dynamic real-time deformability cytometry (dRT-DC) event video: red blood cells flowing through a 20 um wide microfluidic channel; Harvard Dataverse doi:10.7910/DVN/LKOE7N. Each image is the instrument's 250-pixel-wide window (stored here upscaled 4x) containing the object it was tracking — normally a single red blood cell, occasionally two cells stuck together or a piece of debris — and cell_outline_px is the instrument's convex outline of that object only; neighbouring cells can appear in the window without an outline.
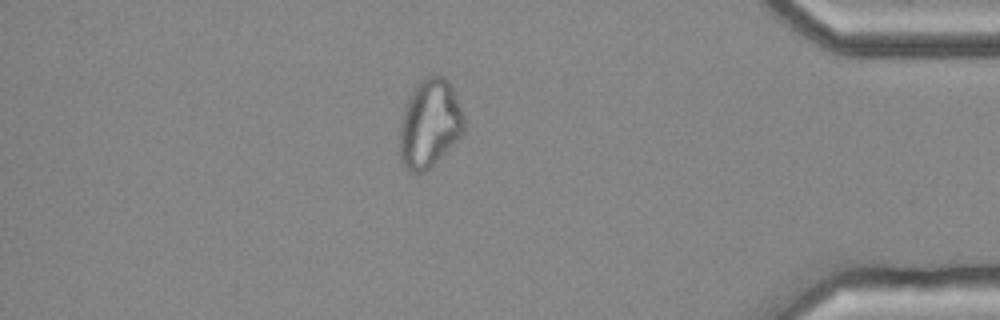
{"species": "common noctule bat (a hibernating species)", "species_latin": "Nyctalus noctula", "temperature_condition": "cold", "stored_images_in_passage": 52, "camera_frame_rate_fps": 3000, "um_per_image_px": 0.085, "animal": {"sex": "female", "body_mass_g": 25.1}, "frame": {"image": 1, "passage_image": 45, "time_ms": 14.667, "image_size_px": [1000, 320], "cell_outline_px": [[464, 132], [424, 172], [408, 172], [404, 168], [400, 160], [400, 128], [404, 108], [412, 92], [420, 80], [424, 76], [444, 76], [448, 80], [456, 96], [464, 116]], "centroid_in_image_um": [36.5, 10.5], "position_along_channel_um": 398.7, "area_um2": 32.6}}